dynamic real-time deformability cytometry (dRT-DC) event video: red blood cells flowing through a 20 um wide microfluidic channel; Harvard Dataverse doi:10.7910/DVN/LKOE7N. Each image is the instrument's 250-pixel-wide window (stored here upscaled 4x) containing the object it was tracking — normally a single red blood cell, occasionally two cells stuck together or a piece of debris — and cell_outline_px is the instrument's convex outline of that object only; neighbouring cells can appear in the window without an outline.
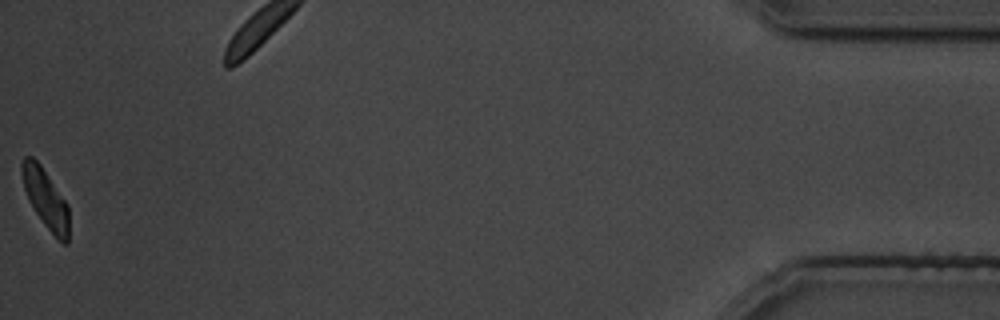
{"species": "common noctule bat (a hibernating species)", "species_latin": "Nyctalus noctula", "temperature_condition": "cold", "stored_images_in_passage": 28, "camera_frame_rate_fps": 3000, "um_per_image_px": 0.085, "animal": {"sex": "male", "body_mass_g": 19.5, "forearm_length_mm": 54.6}, "frame": {"image": 1, "passage_image": 28, "time_ms": 32.0, "image_size_px": [1000, 320], "cell_outline_px": [[68, 244], [64, 244], [44, 224], [28, 200], [24, 188], [20, 172], [20, 164], [24, 156], [32, 156], [40, 164], [68, 204]], "centroid_in_image_um": [3.84, 16.82], "position_along_channel_um": 431.4, "area_um2": 16.07}}